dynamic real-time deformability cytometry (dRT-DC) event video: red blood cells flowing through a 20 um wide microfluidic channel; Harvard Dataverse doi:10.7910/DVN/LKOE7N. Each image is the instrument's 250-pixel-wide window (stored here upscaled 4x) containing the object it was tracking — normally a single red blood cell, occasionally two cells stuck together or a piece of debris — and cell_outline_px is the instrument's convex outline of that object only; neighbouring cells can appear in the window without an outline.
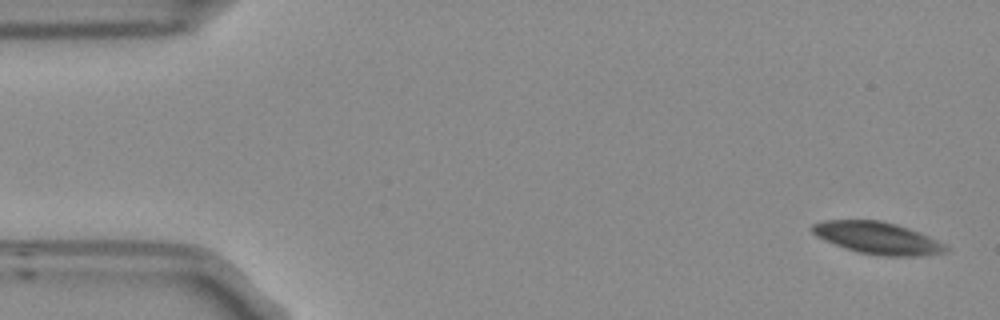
{"species": "Egyptian fruit bat (a non-hibernating species)", "species_latin": "Rousettus aegyptiacus", "temperature_condition": "room temperature", "stored_images_in_passage": 5, "camera_frame_rate_fps": 3000, "um_per_image_px": 0.085, "frame": {"image": 1, "passage_image": 1, "time_ms": 0.0, "image_size_px": [1000, 320], "cell_outline_px": [[948, 252], [924, 256], [884, 256], [860, 252], [844, 248], [824, 240], [816, 236], [812, 232], [812, 224], [824, 220], [880, 220], [896, 224], [920, 232], [944, 244], [948, 248]], "centroid_in_image_um": [74.6, 20.23], "position_along_channel_um": 10.4, "area_um2": 24.91}}